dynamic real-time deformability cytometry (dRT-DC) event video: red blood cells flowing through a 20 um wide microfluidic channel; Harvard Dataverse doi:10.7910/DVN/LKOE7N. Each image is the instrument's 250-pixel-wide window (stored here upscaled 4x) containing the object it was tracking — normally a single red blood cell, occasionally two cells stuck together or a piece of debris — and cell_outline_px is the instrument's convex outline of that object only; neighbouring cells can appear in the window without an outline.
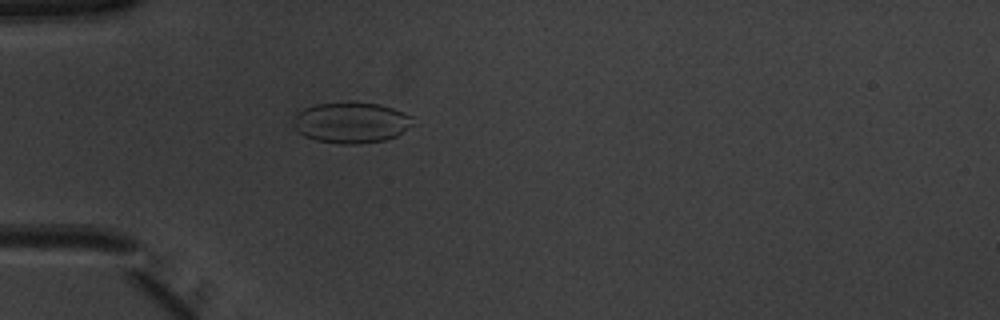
{"species": "common noctule bat (a hibernating species)", "species_latin": "Nyctalus noctula", "temperature_condition": "warm", "stored_images_in_passage": 37, "camera_frame_rate_fps": 3000, "um_per_image_px": 0.085, "animal": {"sex": "male", "body_mass_g": 20.1, "forearm_length_mm": 53.5}, "frame": {"image": 1, "passage_image": 1, "time_ms": 0.0, "image_size_px": [1000, 320], "cell_outline_px": [[412, 124], [396, 136], [384, 140], [356, 144], [340, 144], [316, 140], [304, 136], [296, 128], [296, 112], [304, 108], [316, 104], [348, 100], [380, 104], [404, 112], [412, 116]], "centroid_in_image_um": [29.86, 10.39], "position_along_channel_um": 55.1, "area_um2": 28.55}}
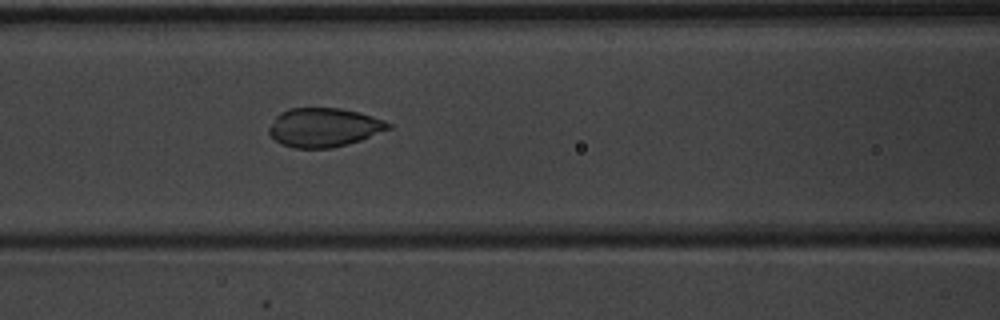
{"frame": {"image": 2, "passage_image": 8, "time_ms": 2.333, "image_size_px": [1000, 320], "cell_outline_px": [[392, 128], [360, 140], [348, 144], [332, 148], [296, 148], [284, 144], [276, 140], [268, 132], [268, 128], [276, 116], [280, 112], [288, 108], [340, 108], [372, 116], [384, 120], [392, 124]], "centroid_in_image_um": [27.54, 10.82], "position_along_channel_um": 139.1, "area_um2": 26.93}}
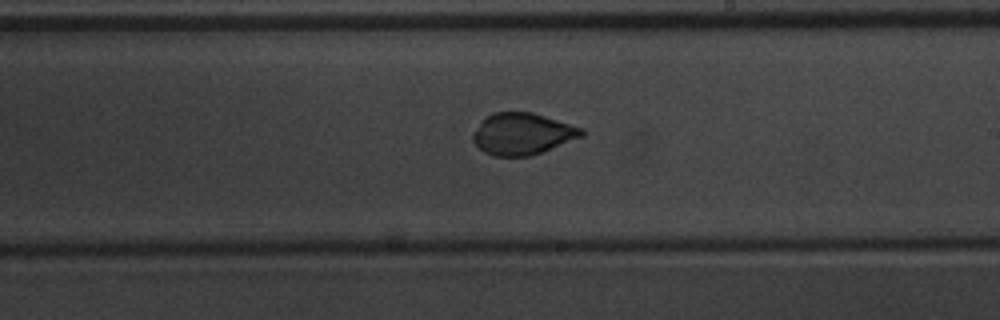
{"frame": {"image": 3, "passage_image": 16, "time_ms": 5.0, "image_size_px": [1000, 320], "cell_outline_px": [[584, 136], [532, 156], [496, 156], [484, 152], [472, 140], [472, 132], [484, 116], [492, 112], [532, 112], [584, 128]], "centroid_in_image_um": [44.4, 11.37], "position_along_channel_um": 244.6, "area_um2": 26.65}, "authors_computed_cell_mechanics": {"area_um2": 27.2238, "velocity_mm_per_s": 3.9688, "shape_relaxation_time_tau1_ms": 5.8333, "shape_relaxation_time_tau2_ms": null, "deformation_change_tau1": 0.1285, "deformation_change_tau2": null}}